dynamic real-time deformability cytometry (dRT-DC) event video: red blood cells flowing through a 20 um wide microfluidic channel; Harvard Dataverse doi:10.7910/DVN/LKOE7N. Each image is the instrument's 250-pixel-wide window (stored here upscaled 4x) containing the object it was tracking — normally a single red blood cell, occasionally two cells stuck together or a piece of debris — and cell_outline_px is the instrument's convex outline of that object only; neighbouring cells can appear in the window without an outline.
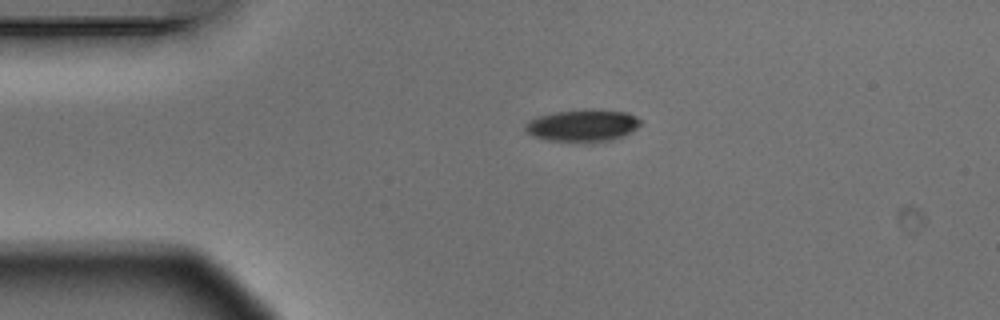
{"species": "Egyptian fruit bat (a non-hibernating species)", "species_latin": "Rousettus aegyptiacus", "temperature_condition": "warm", "stored_images_in_passage": 2, "camera_frame_rate_fps": 3000, "um_per_image_px": 0.085, "animal": {"sex": "male"}, "frame": {"image": 1, "passage_image": 1, "time_ms": 0.0, "image_size_px": [1000, 320], "cell_outline_px": [[640, 124], [632, 132], [624, 136], [612, 140], [544, 140], [532, 136], [524, 128], [524, 124], [528, 120], [536, 116], [556, 112], [584, 108], [600, 108], [628, 112], [636, 116], [640, 120]], "centroid_in_image_um": [49.53, 10.61], "position_along_channel_um": 35.5, "area_um2": 21.68}}